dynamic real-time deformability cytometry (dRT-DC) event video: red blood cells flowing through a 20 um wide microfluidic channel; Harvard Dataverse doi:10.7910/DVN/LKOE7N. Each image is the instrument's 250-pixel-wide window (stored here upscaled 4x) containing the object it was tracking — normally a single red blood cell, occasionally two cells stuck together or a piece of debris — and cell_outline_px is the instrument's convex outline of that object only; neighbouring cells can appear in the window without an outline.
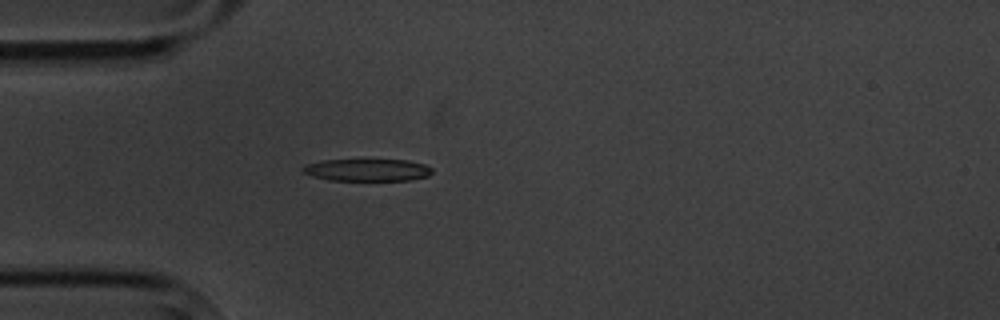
{"species": "common noctule bat (a hibernating species)", "species_latin": "Nyctalus noctula", "temperature_condition": "cold", "stored_images_in_passage": 1, "camera_frame_rate_fps": 3000, "um_per_image_px": 0.085, "animal": {"sex": "male", "body_mass_g": 20.1, "forearm_length_mm": 53.5}, "frame": {"image": 1, "passage_image": 1, "time_ms": 0.0, "image_size_px": [1000, 320], "cell_outline_px": [[432, 172], [428, 176], [408, 180], [328, 180], [312, 176], [304, 172], [300, 168], [304, 164], [324, 160], [408, 160], [424, 164], [432, 168]], "centroid_in_image_um": [31.19, 14.44], "position_along_channel_um": 53.8, "area_um2": 16.7}}